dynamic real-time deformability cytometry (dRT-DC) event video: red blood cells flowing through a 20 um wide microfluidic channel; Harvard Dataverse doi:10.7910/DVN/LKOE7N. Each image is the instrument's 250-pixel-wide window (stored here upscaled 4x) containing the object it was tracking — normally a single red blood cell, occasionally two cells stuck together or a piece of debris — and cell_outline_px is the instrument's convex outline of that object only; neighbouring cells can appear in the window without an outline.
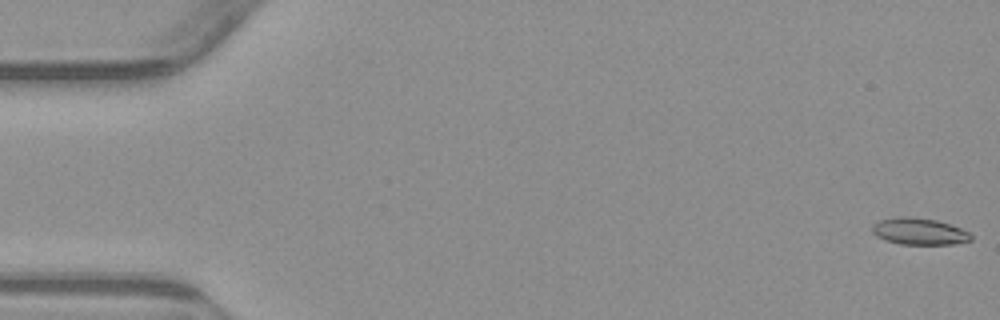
{"species": "common noctule bat (a hibernating species)", "species_latin": "Nyctalus noctula", "temperature_condition": "warm", "stored_images_in_passage": 54, "camera_frame_rate_fps": 3000, "um_per_image_px": 0.085, "animal": {"sex": "male", "body_mass_g": 23.1, "forearm_length_mm": 52.7}, "frame": {"image": 1, "passage_image": 1, "time_ms": 0.0, "image_size_px": [1000, 320], "cell_outline_px": [[972, 240], [952, 244], [900, 244], [884, 240], [876, 236], [872, 232], [872, 224], [880, 220], [900, 216], [908, 216], [936, 220], [960, 228], [968, 232], [972, 236]], "centroid_in_image_um": [78.09, 19.67], "position_along_channel_um": 6.9, "area_um2": 15.32}}
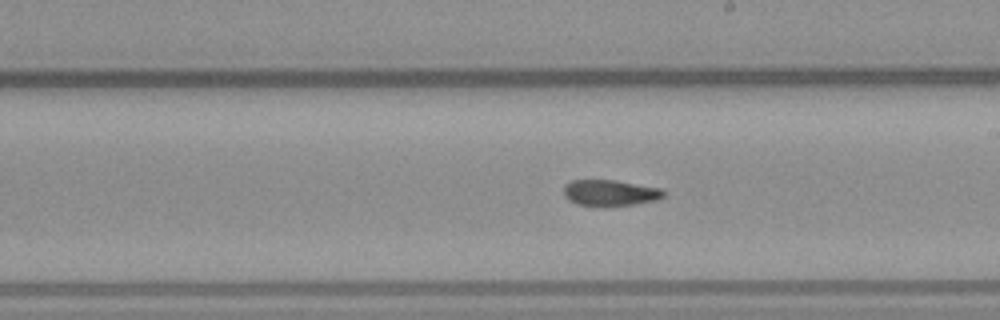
{"frame": {"image": 2, "passage_image": 31, "time_ms": 10.0, "image_size_px": [1000, 320], "cell_outline_px": [[668, 196], [656, 200], [636, 204], [608, 208], [600, 208], [576, 204], [568, 200], [564, 196], [564, 184], [572, 180], [616, 180], [660, 188]], "centroid_in_image_um": [51.85, 16.43], "position_along_channel_um": 237.2, "area_um2": 15.84}}
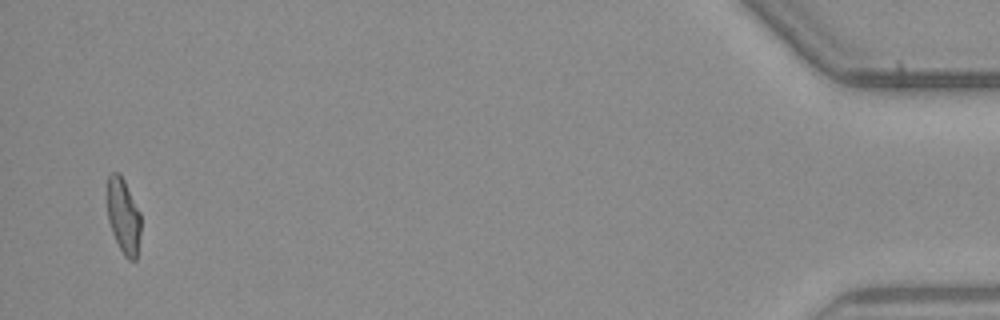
{"frame": {"image": 3, "passage_image": 53, "time_ms": 17.333, "image_size_px": [1000, 320], "cell_outline_px": [[140, 232], [136, 260], [128, 260], [124, 256], [112, 232], [108, 220], [108, 176], [112, 172], [120, 172], [140, 212]], "centroid_in_image_um": [10.49, 18.36], "position_along_channel_um": 424.7, "area_um2": 14.57}, "authors_computed_cell_mechanics": {"area_um2": 15.6638, "velocity_mm_per_s": 3.8345, "shape_relaxation_time_tau1_ms": null, "shape_relaxation_time_tau2_ms": 3.2278, "deformation_change_tau1": null, "deformation_change_tau2": 0.0961}}